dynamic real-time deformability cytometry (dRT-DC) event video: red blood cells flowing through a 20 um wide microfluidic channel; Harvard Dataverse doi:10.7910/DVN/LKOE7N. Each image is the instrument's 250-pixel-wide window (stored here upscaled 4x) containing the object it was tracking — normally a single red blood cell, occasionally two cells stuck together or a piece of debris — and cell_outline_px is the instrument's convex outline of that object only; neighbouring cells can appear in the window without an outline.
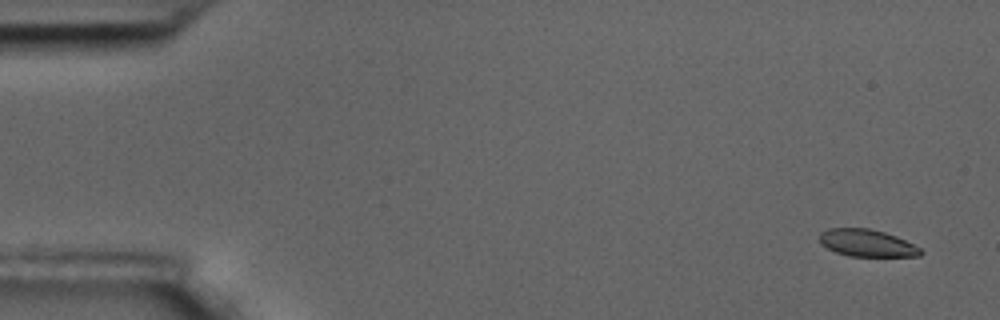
{"species": "common noctule bat (a hibernating species)", "species_latin": "Nyctalus noctula", "temperature_condition": "room temperature", "stored_images_in_passage": 4, "camera_frame_rate_fps": 3000, "um_per_image_px": 0.085, "animal": {"sex": "male", "body_mass_g": 17.5, "forearm_length_mm": 52.3}, "frame": {"image": 1, "passage_image": 1, "time_ms": 0.0, "image_size_px": [1000, 320], "cell_outline_px": [[924, 252], [920, 256], [848, 256], [836, 252], [820, 244], [820, 232], [828, 228], [868, 228], [884, 232], [896, 236], [920, 248]], "centroid_in_image_um": [73.67, 20.66], "position_along_channel_um": 11.3, "area_um2": 15.95}}